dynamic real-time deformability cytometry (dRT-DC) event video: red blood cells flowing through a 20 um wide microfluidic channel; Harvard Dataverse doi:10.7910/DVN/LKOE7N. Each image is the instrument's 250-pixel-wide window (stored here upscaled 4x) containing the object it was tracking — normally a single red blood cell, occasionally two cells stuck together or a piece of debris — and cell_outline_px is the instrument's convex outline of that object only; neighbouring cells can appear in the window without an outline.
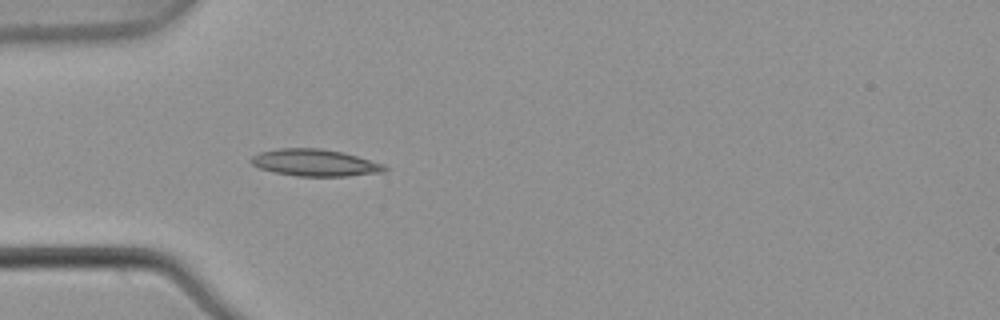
{"species": "common noctule bat (a hibernating species)", "species_latin": "Nyctalus noctula", "temperature_condition": "warm", "stored_images_in_passage": 4, "camera_frame_rate_fps": 3000, "um_per_image_px": 0.085, "animal": {"sex": "male", "body_mass_g": 21.5, "forearm_length_mm": 52.0}, "frame": {"image": 1, "passage_image": 4, "time_ms": 1.0, "image_size_px": [1000, 320], "cell_outline_px": [[388, 168], [384, 172], [348, 176], [296, 176], [276, 172], [260, 168], [252, 164], [248, 160], [252, 156], [260, 152], [280, 148], [316, 148], [340, 152], [356, 156], [384, 164]], "centroid_in_image_um": [26.76, 13.83], "position_along_channel_um": 58.2, "area_um2": 20.75}}